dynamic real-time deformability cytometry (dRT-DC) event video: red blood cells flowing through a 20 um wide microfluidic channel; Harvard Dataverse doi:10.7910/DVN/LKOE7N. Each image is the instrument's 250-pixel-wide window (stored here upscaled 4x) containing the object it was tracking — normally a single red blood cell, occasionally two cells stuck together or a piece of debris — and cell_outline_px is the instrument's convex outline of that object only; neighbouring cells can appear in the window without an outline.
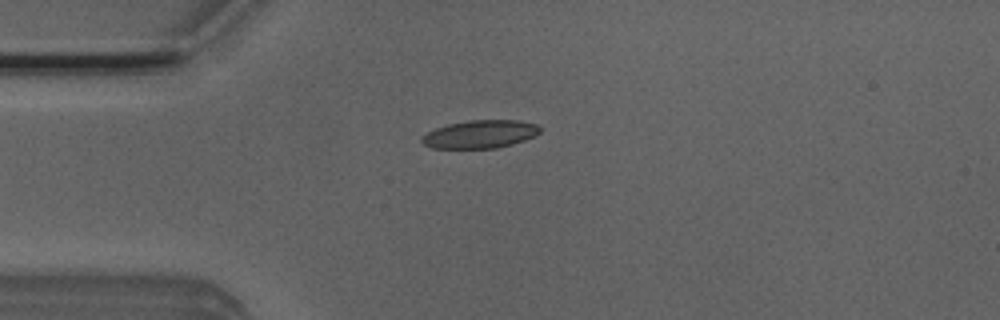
{"species": "Egyptian fruit bat (a non-hibernating species)", "species_latin": "Rousettus aegyptiacus", "temperature_condition": "room temperature", "stored_images_in_passage": 4, "camera_frame_rate_fps": 3000, "um_per_image_px": 0.085, "animal": {"sex": "male"}, "frame": {"image": 1, "passage_image": 1, "time_ms": 0.0, "image_size_px": [1000, 320], "cell_outline_px": [[540, 132], [536, 136], [512, 144], [496, 148], [432, 148], [424, 144], [420, 140], [420, 136], [436, 128], [448, 124], [468, 120], [516, 120], [536, 124], [540, 128]], "centroid_in_image_um": [40.8, 11.4], "position_along_channel_um": 44.2, "area_um2": 19.31}}